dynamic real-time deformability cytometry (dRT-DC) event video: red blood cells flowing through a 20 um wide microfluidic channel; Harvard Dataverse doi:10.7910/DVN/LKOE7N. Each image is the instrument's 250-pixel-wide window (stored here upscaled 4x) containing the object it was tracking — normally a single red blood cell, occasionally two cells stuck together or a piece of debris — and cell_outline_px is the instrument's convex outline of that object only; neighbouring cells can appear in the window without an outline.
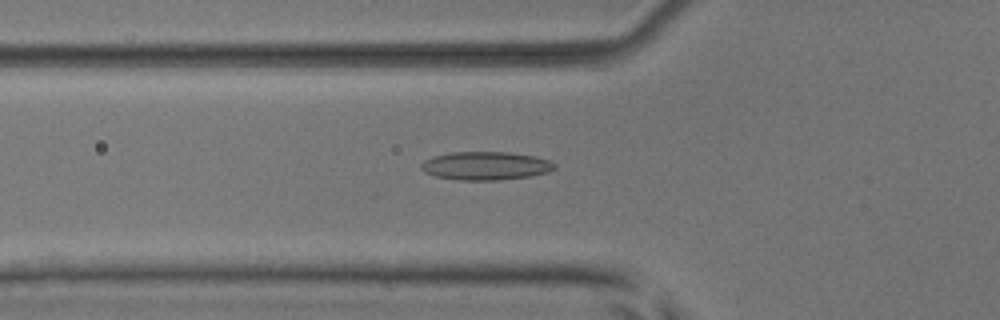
{"species": "common noctule bat (a hibernating species)", "species_latin": "Nyctalus noctula", "temperature_condition": "room temperature", "stored_images_in_passage": 46, "camera_frame_rate_fps": 3000, "um_per_image_px": 0.085, "animal": {"sex": "male", "body_mass_g": 17.9, "forearm_length_mm": 54.2}, "frame": {"image": 1, "passage_image": 12, "time_ms": 3.667, "image_size_px": [1000, 320], "cell_outline_px": [[556, 168], [548, 172], [528, 176], [496, 180], [460, 180], [436, 176], [424, 172], [420, 168], [420, 164], [424, 160], [436, 156], [452, 152], [508, 152], [536, 156], [548, 160], [556, 164]], "centroid_in_image_um": [41.28, 14.09], "position_along_channel_um": 84.5, "area_um2": 21.91}}
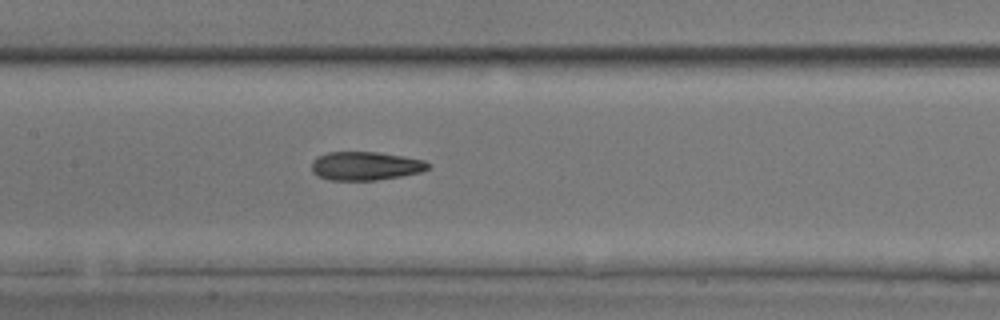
{"frame": {"image": 2, "passage_image": 19, "time_ms": 6.0, "image_size_px": [1000, 320], "cell_outline_px": [[432, 168], [420, 172], [400, 176], [376, 180], [328, 180], [316, 176], [312, 172], [312, 160], [316, 156], [328, 152], [380, 152], [404, 156], [424, 160], [432, 164]], "centroid_in_image_um": [31.07, 14.1], "position_along_channel_um": 176.3, "area_um2": 19.71}}
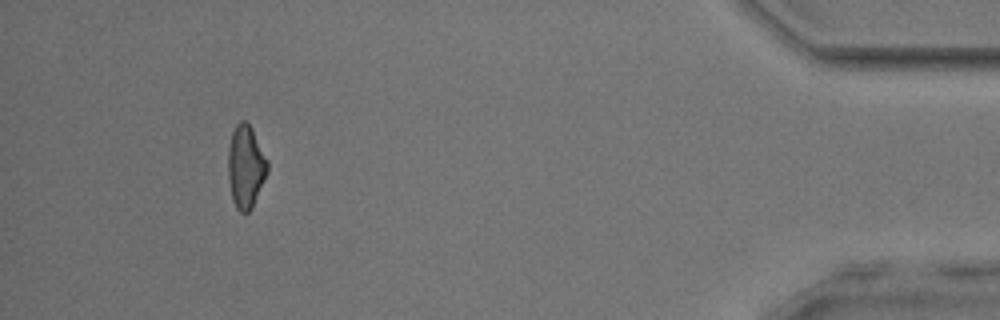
{"frame": {"image": 3, "passage_image": 42, "time_ms": 13.667, "image_size_px": [1000, 320], "cell_outline_px": [[268, 172], [252, 208], [248, 212], [240, 212], [236, 208], [232, 200], [228, 180], [228, 148], [232, 132], [236, 124], [240, 120], [248, 120], [268, 160]], "centroid_in_image_um": [20.88, 14.14], "position_along_channel_um": 414.3, "area_um2": 19.31}, "authors_computed_cell_mechanics": {"area_um2": 19.5653, "velocity_mm_per_s": 3.9227, "shape_relaxation_time_tau1_ms": null, "shape_relaxation_time_tau2_ms": 2.2726, "deformation_change_tau1": null, "deformation_change_tau2": 0.101}}